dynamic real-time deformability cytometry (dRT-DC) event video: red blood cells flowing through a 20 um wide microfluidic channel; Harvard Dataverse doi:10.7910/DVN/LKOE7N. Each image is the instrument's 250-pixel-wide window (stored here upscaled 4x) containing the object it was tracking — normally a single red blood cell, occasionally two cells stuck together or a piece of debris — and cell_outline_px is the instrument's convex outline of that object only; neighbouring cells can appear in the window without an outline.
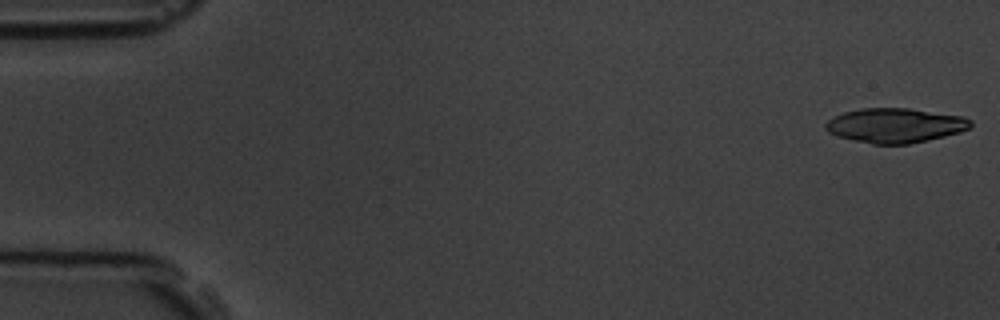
{"species": "common noctule bat (a hibernating species)", "species_latin": "Nyctalus noctula", "temperature_condition": "room temperature", "stored_images_in_passage": 7, "camera_frame_rate_fps": 3000, "um_per_image_px": 0.085, "animal": {"sex": "male", "body_mass_g": 19.5, "forearm_length_mm": 54.6}, "frame": {"image": 1, "passage_image": 1, "time_ms": 0.0, "image_size_px": [1000, 320], "cell_outline_px": [[972, 124], [968, 128], [960, 132], [928, 140], [908, 144], [872, 144], [836, 136], [828, 132], [824, 128], [824, 124], [828, 120], [844, 112], [860, 108], [908, 108], [964, 116], [972, 120]], "centroid_in_image_um": [76.08, 10.66], "position_along_channel_um": 8.9, "area_um2": 29.25}}
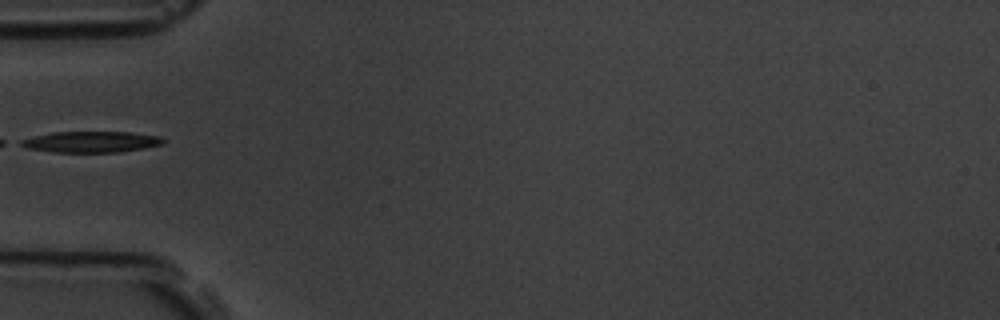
{"frame": {"image": 2, "passage_image": 6, "time_ms": 5.667, "image_size_px": [1000, 320], "cell_outline_px": [[168, 140], [164, 144], [144, 148], [116, 152], [52, 152], [28, 148], [20, 144], [20, 140], [52, 132], [128, 132], [160, 136]], "centroid_in_image_um": [7.81, 12.05], "position_along_channel_um": 77.2, "area_um2": 17.4}}
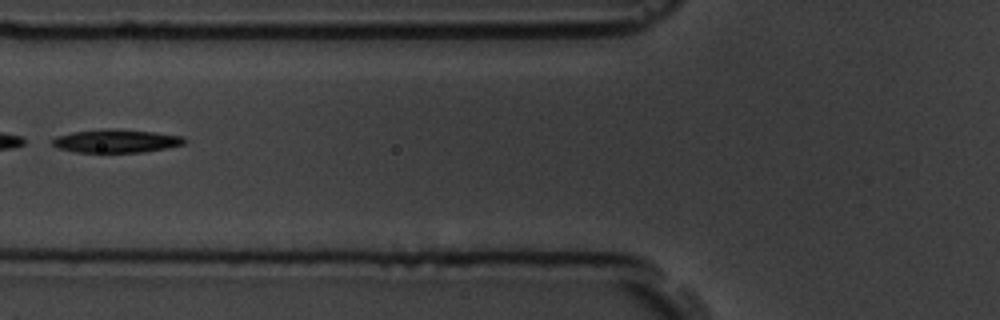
{"frame": {"image": 3, "passage_image": 7, "time_ms": 6.667, "image_size_px": [1000, 320], "cell_outline_px": [[188, 140], [184, 144], [144, 152], [76, 152], [56, 148], [52, 144], [52, 140], [56, 136], [72, 132], [104, 128], [112, 128], [156, 132], [184, 136]], "centroid_in_image_um": [9.88, 11.97], "position_along_channel_um": 115.9, "area_um2": 18.09}}